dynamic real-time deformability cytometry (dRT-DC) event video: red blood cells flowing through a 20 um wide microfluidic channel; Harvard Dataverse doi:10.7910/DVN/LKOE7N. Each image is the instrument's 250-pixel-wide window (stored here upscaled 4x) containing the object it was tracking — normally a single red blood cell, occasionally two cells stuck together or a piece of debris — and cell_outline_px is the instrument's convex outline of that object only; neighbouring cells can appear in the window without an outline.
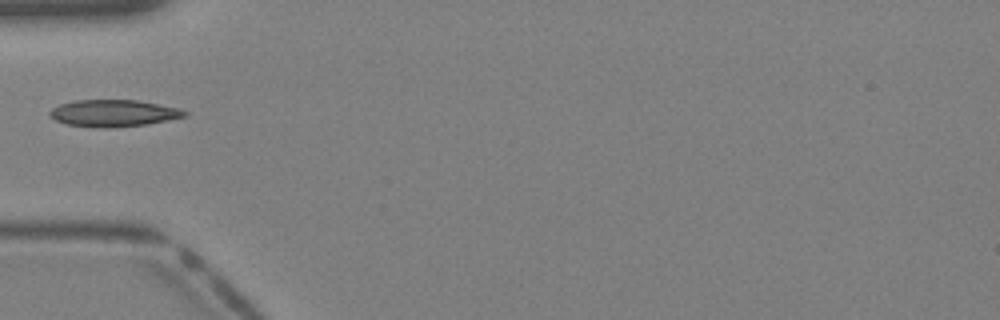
{"species": "Egyptian fruit bat (a non-hibernating species)", "species_latin": "Rousettus aegyptiacus", "temperature_condition": "warm", "stored_images_in_passage": 27, "camera_frame_rate_fps": 3000, "um_per_image_px": 0.085, "animal": {"sex": "female"}, "frame": {"image": 1, "passage_image": 1, "time_ms": 0.0, "image_size_px": [1000, 320], "cell_outline_px": [[188, 116], [148, 124], [108, 128], [96, 128], [64, 124], [56, 120], [48, 112], [52, 108], [60, 104], [76, 100], [136, 100], [180, 108], [188, 112]], "centroid_in_image_um": [9.66, 9.63], "position_along_channel_um": 75.3, "area_um2": 21.21}}
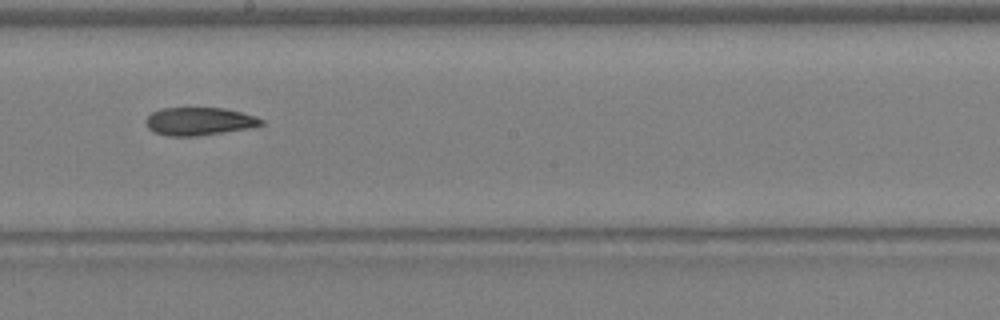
{"frame": {"image": 2, "passage_image": 10, "time_ms": 3.0, "image_size_px": [1000, 320], "cell_outline_px": [[264, 124], [248, 128], [200, 136], [168, 136], [152, 132], [148, 128], [144, 120], [152, 112], [160, 108], [224, 108], [256, 116], [264, 120]], "centroid_in_image_um": [16.9, 10.32], "position_along_channel_um": 231.3, "area_um2": 18.9}}
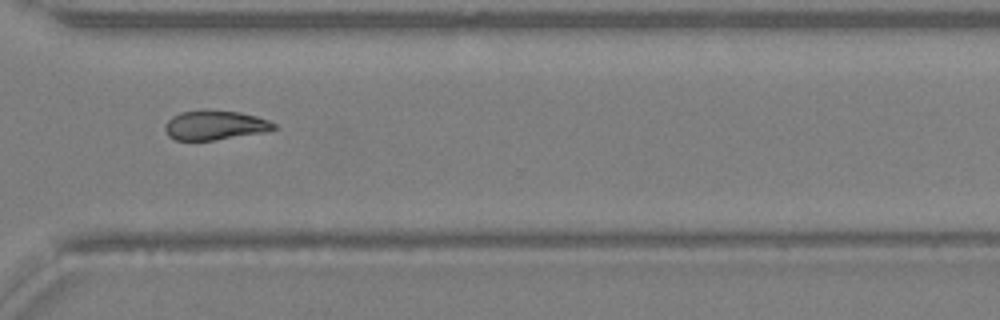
{"frame": {"image": 3, "passage_image": 17, "time_ms": 5.333, "image_size_px": [1000, 320], "cell_outline_px": [[276, 128], [268, 132], [212, 140], [176, 140], [168, 136], [164, 128], [168, 120], [172, 116], [180, 112], [240, 112], [256, 116], [268, 120], [276, 124]], "centroid_in_image_um": [18.3, 10.68], "position_along_channel_um": 352.3, "area_um2": 18.15}}